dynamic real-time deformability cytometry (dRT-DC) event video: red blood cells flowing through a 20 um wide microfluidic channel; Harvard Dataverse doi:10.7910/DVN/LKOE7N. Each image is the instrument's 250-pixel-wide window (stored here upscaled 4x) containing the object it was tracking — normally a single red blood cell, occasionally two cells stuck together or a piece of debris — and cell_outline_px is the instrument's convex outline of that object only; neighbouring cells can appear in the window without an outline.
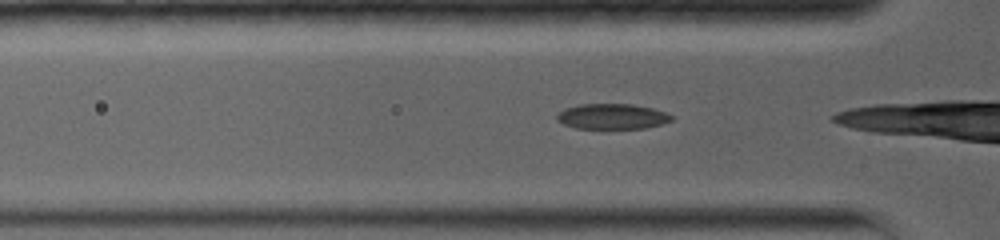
{"species": "common noctule bat (a hibernating species)", "species_latin": "Nyctalus noctula", "temperature_condition": "warm", "stored_images_in_passage": 36, "camera_frame_rate_fps": 5000, "um_per_image_px": 0.085, "animal": {"sex": "female", "body_mass_g": 19.0, "forearm_length_mm": 56.7}, "frame": {"image": 1, "passage_image": 3, "time_ms": 0.8, "image_size_px": [1000, 240], "cell_outline_px": [[676, 116], [672, 120], [660, 124], [644, 128], [576, 128], [564, 124], [556, 120], [556, 116], [564, 108], [580, 104], [632, 104], [652, 108]], "centroid_in_image_um": [52.03, 9.89], "position_along_channel_um": 73.8, "area_um2": 16.88}}
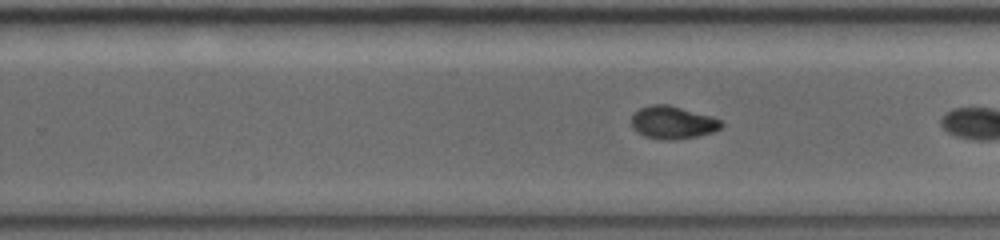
{"frame": {"image": 2, "passage_image": 20, "time_ms": 5.8, "image_size_px": [1000, 240], "cell_outline_px": [[724, 124], [720, 128], [712, 132], [696, 136], [676, 140], [660, 140], [644, 136], [636, 132], [632, 128], [632, 116], [640, 108], [652, 104], [668, 104], [712, 116], [724, 120]], "centroid_in_image_um": [57.19, 10.42], "position_along_channel_um": 272.6, "area_um2": 17.34}}
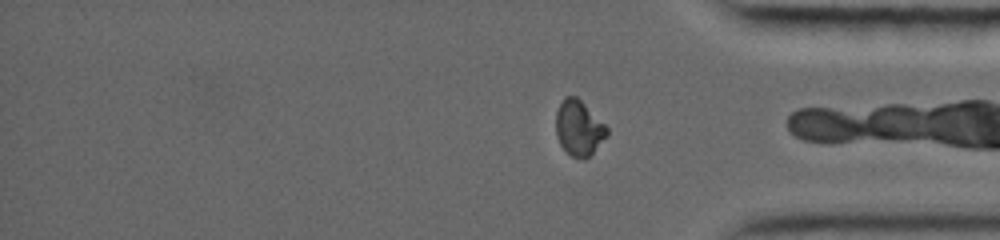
{"frame": {"image": 3, "passage_image": 31, "time_ms": 8.8, "image_size_px": [1000, 240], "cell_outline_px": [[608, 136], [584, 160], [572, 156], [560, 144], [556, 136], [556, 112], [564, 96], [576, 96], [608, 128]], "centroid_in_image_um": [49.19, 10.88], "position_along_channel_um": 386.0, "area_um2": 16.18}, "authors_computed_cell_mechanics": {"area_um2": 17.3111, "velocity_mm_per_s": 3.9786, "shape_relaxation_time_tau1_ms": 8.0481, "shape_relaxation_time_tau2_ms": 1.2617, "deformation_change_tau1": 0.2713, "deformation_change_tau2": 0.0331}}